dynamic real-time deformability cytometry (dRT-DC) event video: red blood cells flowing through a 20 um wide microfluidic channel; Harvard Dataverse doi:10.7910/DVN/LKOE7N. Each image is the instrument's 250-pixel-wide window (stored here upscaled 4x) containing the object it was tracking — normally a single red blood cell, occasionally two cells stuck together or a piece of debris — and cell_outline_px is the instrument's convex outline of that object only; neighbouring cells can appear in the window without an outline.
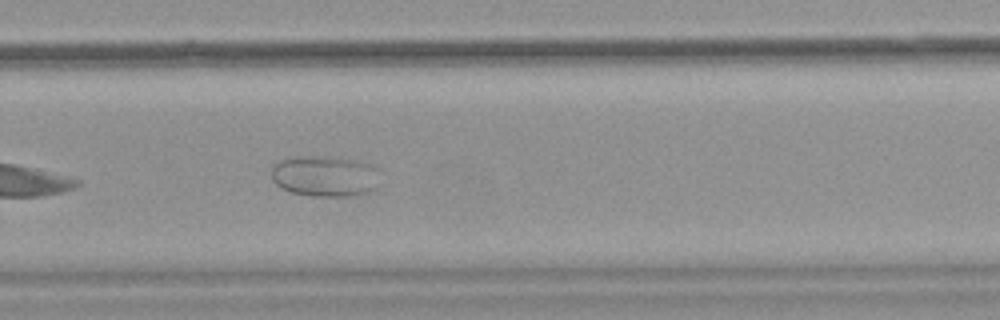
{"species": "common noctule bat (a hibernating species)", "species_latin": "Nyctalus noctula", "temperature_condition": "warm", "stored_images_in_passage": 8, "camera_frame_rate_fps": 3000, "um_per_image_px": 0.085, "animal": {"sex": "female", "body_mass_g": 18.4}, "frame": {"image": 1, "passage_image": 8, "time_ms": 2.333, "image_size_px": [1000, 320], "cell_outline_px": [[380, 168], [376, 192], [348, 196], [312, 196], [292, 192], [280, 188], [272, 180], [272, 168], [280, 160], [300, 156], [328, 156], [360, 160], [372, 164]], "centroid_in_image_um": [27.7, 14.97], "position_along_channel_um": 302.1, "area_um2": 26.53}}